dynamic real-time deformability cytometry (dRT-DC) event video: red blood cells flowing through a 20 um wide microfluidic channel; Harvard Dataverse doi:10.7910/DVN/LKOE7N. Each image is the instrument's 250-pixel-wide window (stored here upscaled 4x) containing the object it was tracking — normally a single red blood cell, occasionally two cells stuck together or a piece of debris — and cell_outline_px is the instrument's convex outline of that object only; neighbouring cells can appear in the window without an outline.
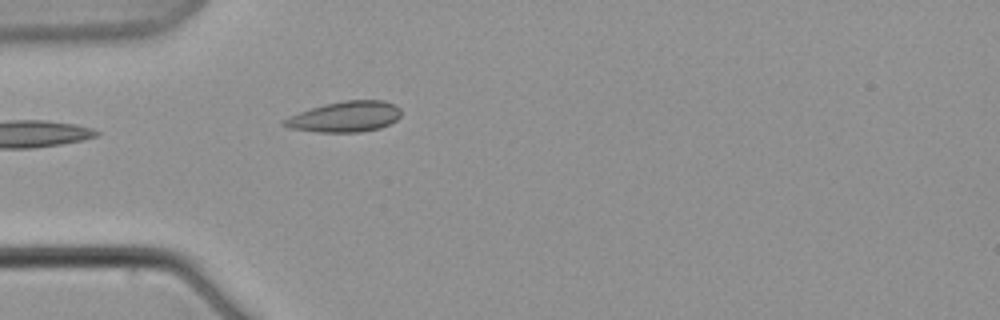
{"species": "common noctule bat (a hibernating species)", "species_latin": "Nyctalus noctula", "temperature_condition": "warm", "stored_images_in_passage": 5, "camera_frame_rate_fps": 3000, "um_per_image_px": 0.085, "animal": {"sex": "male", "body_mass_g": 21.5, "forearm_length_mm": 52.0}, "frame": {"image": 1, "passage_image": 5, "time_ms": 5.667, "image_size_px": [1000, 320], "cell_outline_px": [[400, 116], [396, 120], [380, 128], [360, 132], [320, 132], [288, 128], [280, 124], [280, 120], [288, 116], [324, 104], [344, 100], [384, 100], [400, 108]], "centroid_in_image_um": [29.28, 9.92], "position_along_channel_um": 55.7, "area_um2": 20.92}}